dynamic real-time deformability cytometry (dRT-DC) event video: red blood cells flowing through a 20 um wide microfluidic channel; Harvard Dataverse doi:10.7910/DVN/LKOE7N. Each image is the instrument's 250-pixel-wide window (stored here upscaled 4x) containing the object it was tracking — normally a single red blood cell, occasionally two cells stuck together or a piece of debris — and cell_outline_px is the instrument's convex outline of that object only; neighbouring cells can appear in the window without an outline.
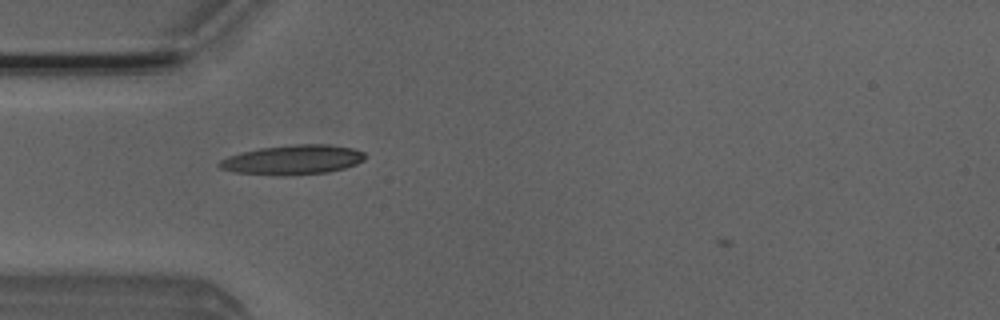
{"species": "Egyptian fruit bat (a non-hibernating species)", "species_latin": "Rousettus aegyptiacus", "temperature_condition": "room temperature", "stored_images_in_passage": 38, "camera_frame_rate_fps": 3000, "um_per_image_px": 0.085, "animal": {"sex": "male"}, "frame": {"image": 1, "passage_image": 2, "time_ms": 0.333, "image_size_px": [1000, 320], "cell_outline_px": [[368, 156], [364, 160], [356, 164], [344, 168], [328, 172], [288, 176], [284, 176], [232, 172], [220, 168], [216, 164], [220, 160], [228, 156], [260, 148], [296, 144], [328, 144], [352, 148], [364, 152]], "centroid_in_image_um": [24.9, 13.59], "position_along_channel_um": 60.1, "area_um2": 25.26}}
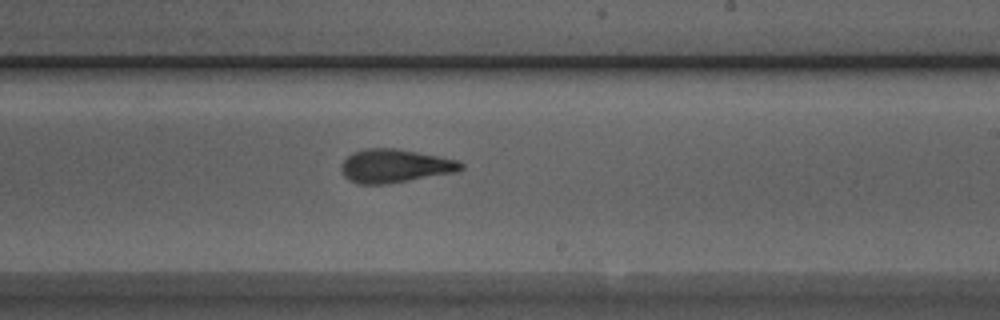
{"frame": {"image": 2, "passage_image": 17, "time_ms": 5.333, "image_size_px": [1000, 320], "cell_outline_px": [[464, 168], [456, 172], [388, 184], [356, 184], [348, 180], [344, 176], [340, 168], [340, 164], [352, 152], [364, 148], [396, 148], [440, 156], [456, 160], [464, 164]], "centroid_in_image_um": [33.54, 14.1], "position_along_channel_um": 255.5, "area_um2": 23.58}}
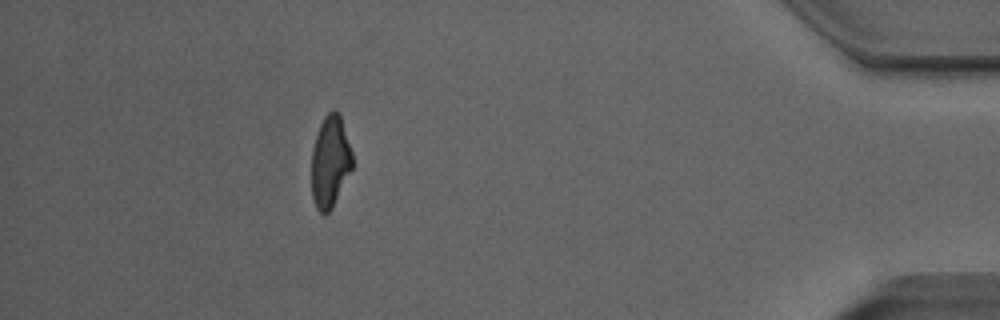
{"frame": {"image": 3, "passage_image": 33, "time_ms": 10.667, "image_size_px": [1000, 320], "cell_outline_px": [[352, 168], [332, 208], [324, 216], [316, 208], [312, 196], [312, 148], [320, 124], [324, 116], [332, 108], [336, 108], [340, 112], [352, 152]], "centroid_in_image_um": [28.06, 13.7], "position_along_channel_um": 407.1, "area_um2": 21.96}, "authors_computed_cell_mechanics": {"area_um2": 22.9177, "velocity_mm_per_s": 3.9428, "shape_relaxation_time_tau1_ms": 6.7511, "shape_relaxation_time_tau2_ms": 2.3529, "deformation_change_tau1": 0.2589, "deformation_change_tau2": 0.1211}}